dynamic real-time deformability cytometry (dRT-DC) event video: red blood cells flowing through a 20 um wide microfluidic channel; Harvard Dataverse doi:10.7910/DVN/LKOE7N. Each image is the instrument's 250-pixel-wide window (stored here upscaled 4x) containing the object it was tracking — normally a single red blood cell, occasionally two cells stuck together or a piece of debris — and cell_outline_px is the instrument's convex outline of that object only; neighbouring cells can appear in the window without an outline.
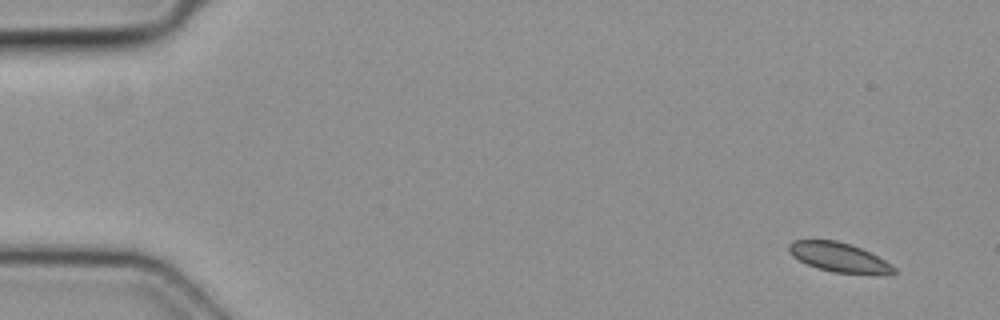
{"species": "common noctule bat (a hibernating species)", "species_latin": "Nyctalus noctula", "temperature_condition": "cold", "stored_images_in_passage": 5, "camera_frame_rate_fps": 3000, "um_per_image_px": 0.085, "animal": {"sex": "female", "body_mass_g": 19.3, "forearm_length_mm": 54.1}, "frame": {"image": 1, "passage_image": 1, "time_ms": 0.0, "image_size_px": [1000, 320], "cell_outline_px": [[896, 272], [892, 276], [876, 276], [832, 272], [816, 268], [792, 256], [788, 252], [788, 244], [792, 240], [836, 240], [860, 248], [884, 260], [896, 268]], "centroid_in_image_um": [71.36, 21.92], "position_along_channel_um": 13.6, "area_um2": 18.38}}
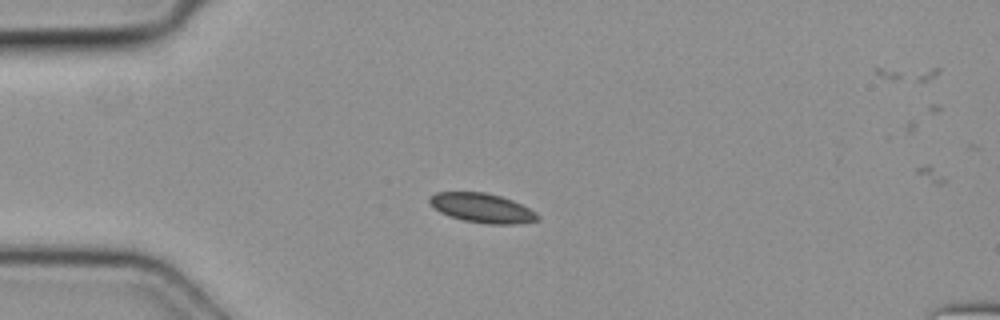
{"frame": {"image": 2, "passage_image": 4, "time_ms": 1.0, "image_size_px": [1000, 320], "cell_outline_px": [[540, 220], [520, 224], [488, 224], [464, 220], [448, 216], [440, 212], [428, 200], [428, 196], [436, 192], [484, 192], [500, 196], [512, 200], [536, 212], [540, 216]], "centroid_in_image_um": [41.0, 17.68], "position_along_channel_um": 44.0, "area_um2": 18.5}}